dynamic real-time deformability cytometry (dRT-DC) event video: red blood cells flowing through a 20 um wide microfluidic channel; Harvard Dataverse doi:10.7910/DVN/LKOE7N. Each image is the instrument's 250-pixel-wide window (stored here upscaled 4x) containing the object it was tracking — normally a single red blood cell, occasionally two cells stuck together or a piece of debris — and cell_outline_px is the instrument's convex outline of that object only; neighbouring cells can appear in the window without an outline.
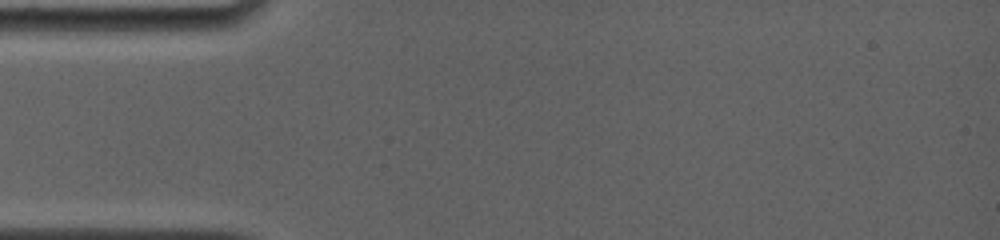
{"species": "common noctule bat (a hibernating species)", "species_latin": "Nyctalus noctula", "temperature_condition": "room temperature", "stored_images_in_passage": 1, "camera_frame_rate_fps": 4000, "um_per_image_px": 0.085, "animal": {"sex": "female", "body_mass_g": 19.0, "forearm_length_mm": 56.7}, "frame": {"image": 1, "passage_image": 1, "time_ms": 0.0, "image_size_px": [1000, 240], "cell_outline_px": [[536, 84], [528, 104], [504, 136], [488, 140], [476, 120], [484, 84], [492, 80], [504, 76], [532, 80]], "centroid_in_image_um": [42.75, 8.88], "position_along_channel_um": 42.2, "area_um2": 17.92}}